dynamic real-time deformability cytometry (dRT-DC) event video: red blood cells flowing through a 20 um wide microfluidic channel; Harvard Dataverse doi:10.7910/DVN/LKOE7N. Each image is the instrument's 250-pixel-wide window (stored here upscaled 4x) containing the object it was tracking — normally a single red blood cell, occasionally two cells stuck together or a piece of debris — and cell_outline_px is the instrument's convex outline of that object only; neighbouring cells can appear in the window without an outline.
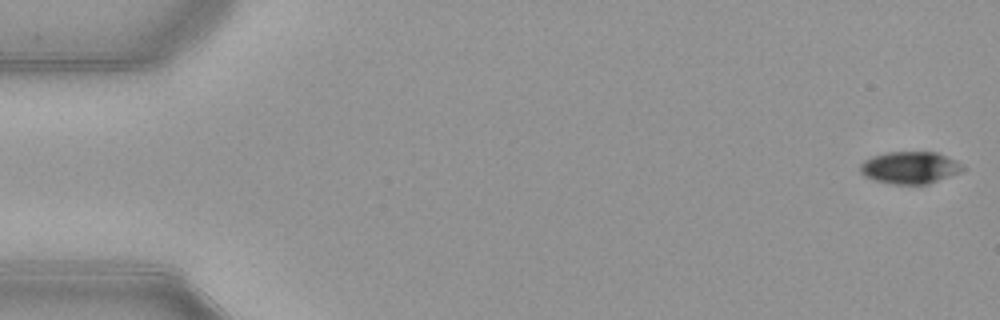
{"species": "common noctule bat (a hibernating species)", "species_latin": "Nyctalus noctula", "temperature_condition": "warm", "stored_images_in_passage": 53, "camera_frame_rate_fps": 3000, "um_per_image_px": 0.085, "animal": {"sex": "female", "body_mass_g": 21.9}, "frame": {"image": 1, "passage_image": 1, "time_ms": 0.0, "image_size_px": [1000, 320], "cell_outline_px": [[964, 168], [960, 172], [928, 184], [896, 184], [876, 180], [864, 176], [860, 172], [860, 164], [864, 160], [872, 156], [888, 152], [936, 152], [956, 160], [964, 164]], "centroid_in_image_um": [77.35, 14.24], "position_along_channel_um": 7.7, "area_um2": 19.13}}
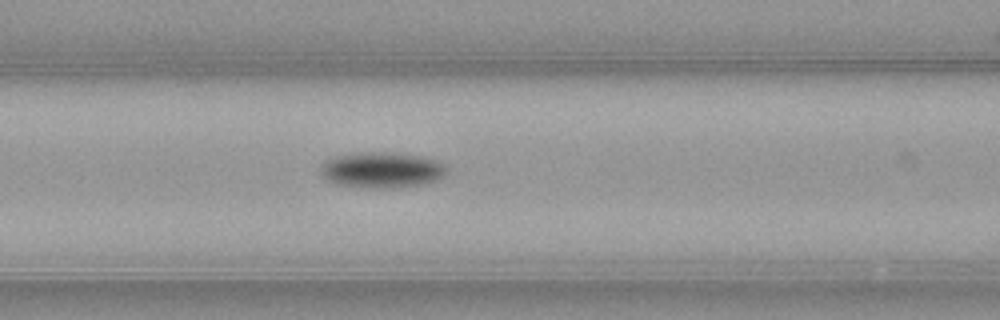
{"frame": {"image": 2, "passage_image": 22, "time_ms": 7.0, "image_size_px": [1000, 320], "cell_outline_px": [[448, 172], [444, 176], [436, 180], [420, 184], [392, 188], [368, 188], [336, 184], [328, 180], [320, 172], [320, 168], [328, 160], [352, 152], [396, 152], [420, 156], [436, 160], [444, 164], [448, 168]], "centroid_in_image_um": [32.49, 14.44], "position_along_channel_um": 134.1, "area_um2": 26.3}}
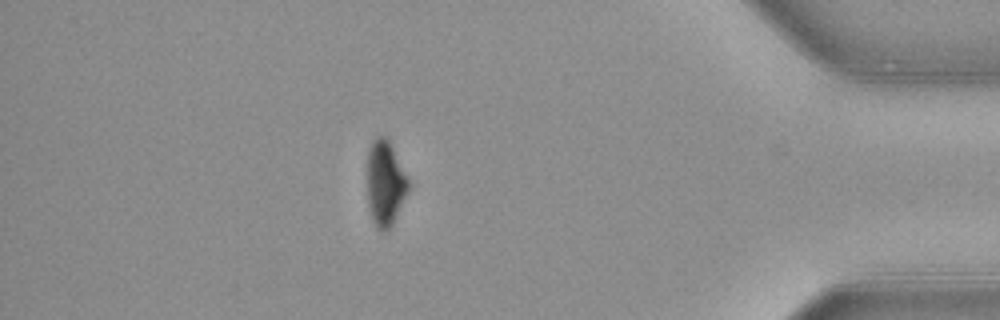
{"frame": {"image": 3, "passage_image": 46, "time_ms": 15.0, "image_size_px": [1000, 320], "cell_outline_px": [[408, 192], [392, 224], [384, 232], [380, 232], [376, 228], [372, 220], [368, 208], [368, 148], [372, 140], [376, 136], [384, 136], [388, 140], [408, 180]], "centroid_in_image_um": [32.71, 15.61], "position_along_channel_um": 402.5, "area_um2": 20.11}, "authors_computed_cell_mechanics": {"area_um2": 21.9062, "velocity_mm_per_s": 3.9178, "shape_relaxation_time_tau1_ms": 2.2233, "shape_relaxation_time_tau2_ms": null, "deformation_change_tau1": 0.1054, "deformation_change_tau2": null}}